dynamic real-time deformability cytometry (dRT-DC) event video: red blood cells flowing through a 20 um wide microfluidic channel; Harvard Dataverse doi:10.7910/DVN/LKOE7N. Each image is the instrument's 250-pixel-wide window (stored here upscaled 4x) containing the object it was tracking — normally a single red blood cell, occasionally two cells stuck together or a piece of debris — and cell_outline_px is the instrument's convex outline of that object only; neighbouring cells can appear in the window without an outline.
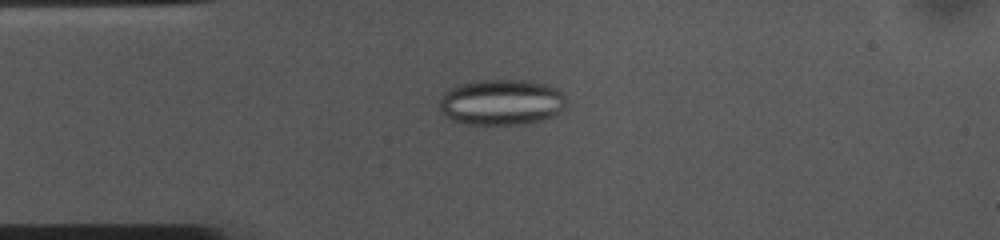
{"species": "common noctule bat (a hibernating species)", "species_latin": "Nyctalus noctula", "temperature_condition": "cold", "stored_images_in_passage": 53, "camera_frame_rate_fps": 3000, "um_per_image_px": 0.085, "animal": {"sex": "female", "body_mass_g": 10.0, "forearm_length_mm": 53.1}, "frame": {"image": 1, "passage_image": 12, "time_ms": 3.667, "image_size_px": [1000, 240], "cell_outline_px": [[564, 108], [560, 112], [552, 116], [528, 124], [464, 124], [452, 120], [440, 112], [440, 96], [444, 92], [460, 84], [480, 80], [536, 80], [548, 84], [556, 88], [564, 96]], "centroid_in_image_um": [42.62, 8.68], "position_along_channel_um": 42.4, "area_um2": 34.04}}
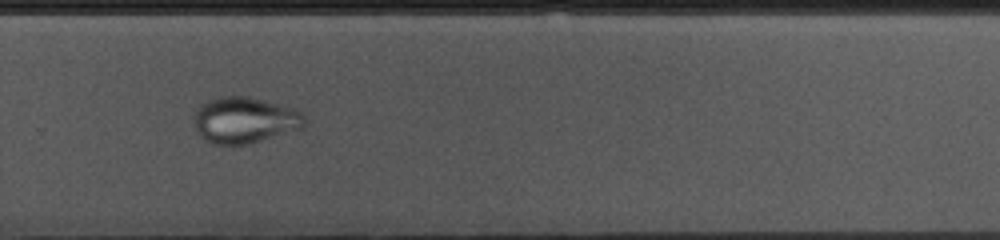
{"frame": {"image": 2, "passage_image": 35, "time_ms": 11.333, "image_size_px": [1000, 240], "cell_outline_px": [[304, 128], [260, 140], [244, 144], [212, 144], [196, 128], [196, 108], [208, 100], [220, 96], [244, 96], [296, 108], [304, 112]], "centroid_in_image_um": [20.85, 10.19], "position_along_channel_um": 308.9, "area_um2": 29.19}}
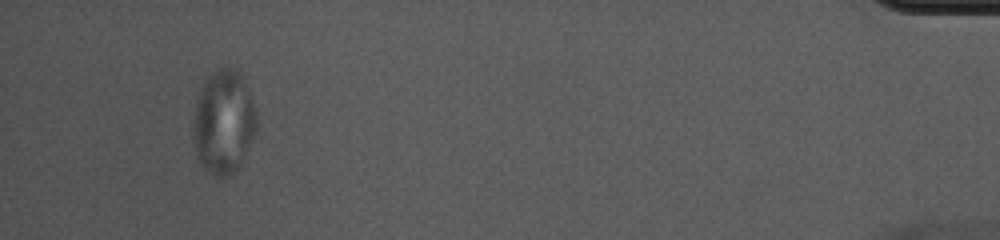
{"frame": {"image": 3, "passage_image": 50, "time_ms": 16.333, "image_size_px": [1000, 240], "cell_outline_px": [[256, 132], [240, 168], [232, 176], [220, 180], [208, 172], [204, 168], [200, 160], [196, 148], [192, 128], [196, 100], [200, 88], [204, 80], [216, 68], [232, 68], [240, 76], [252, 96], [256, 108]], "centroid_in_image_um": [19.02, 10.43], "position_along_channel_um": 416.2, "area_um2": 38.78}}